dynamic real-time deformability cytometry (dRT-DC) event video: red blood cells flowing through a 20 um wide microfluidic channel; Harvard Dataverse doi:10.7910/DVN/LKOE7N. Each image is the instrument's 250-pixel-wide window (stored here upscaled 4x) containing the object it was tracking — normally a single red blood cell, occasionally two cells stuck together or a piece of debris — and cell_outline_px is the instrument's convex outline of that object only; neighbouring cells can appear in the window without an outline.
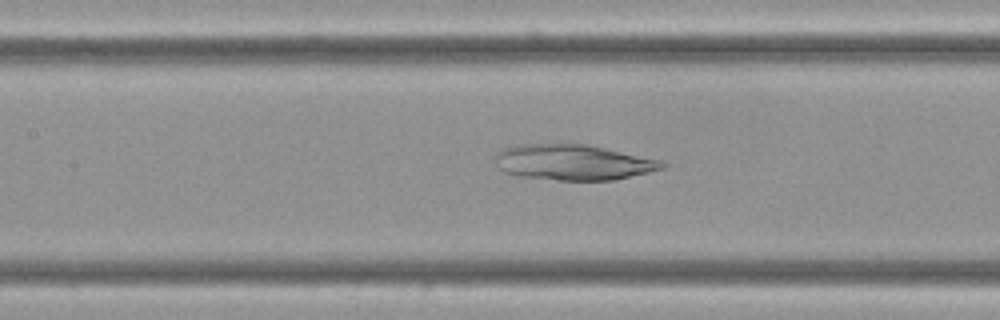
{"species": "Egyptian fruit bat (a non-hibernating species)", "species_latin": "Rousettus aegyptiacus", "temperature_condition": "cold", "stored_images_in_passage": 59, "camera_frame_rate_fps": 3000, "um_per_image_px": 0.085, "frame": {"image": 1, "passage_image": 27, "time_ms": 8.667, "image_size_px": [1000, 320], "cell_outline_px": [[664, 168], [648, 172], [612, 180], [560, 180], [516, 176], [504, 172], [496, 164], [492, 156], [500, 148], [516, 144], [560, 140], [588, 144], [660, 160], [664, 164]], "centroid_in_image_um": [48.57, 13.74], "position_along_channel_um": 158.8, "area_um2": 35.78}}
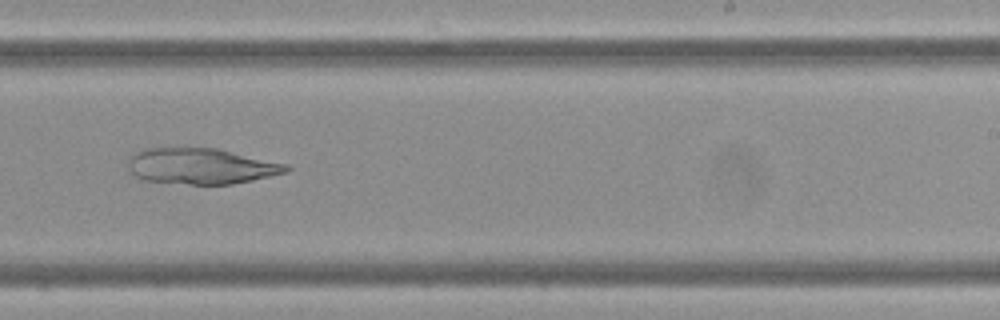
{"frame": {"image": 2, "passage_image": 37, "time_ms": 12.0, "image_size_px": [1000, 320], "cell_outline_px": [[292, 168], [288, 172], [252, 180], [232, 184], [188, 184], [144, 180], [128, 172], [128, 160], [140, 148], [216, 148], [288, 164]], "centroid_in_image_um": [17.09, 14.12], "position_along_channel_um": 271.9, "area_um2": 33.12}}
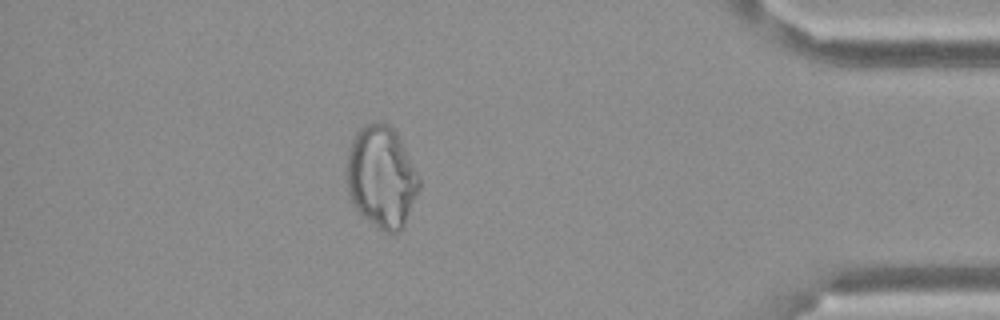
{"frame": {"image": 3, "passage_image": 52, "time_ms": 17.0, "image_size_px": [1000, 320], "cell_outline_px": [[420, 188], [404, 224], [400, 232], [384, 232], [368, 220], [352, 204], [348, 192], [344, 172], [344, 164], [348, 148], [356, 132], [364, 124], [380, 120], [388, 124], [396, 132], [404, 144], [420, 176]], "centroid_in_image_um": [32.4, 14.99], "position_along_channel_um": 402.8, "area_um2": 43.81}}